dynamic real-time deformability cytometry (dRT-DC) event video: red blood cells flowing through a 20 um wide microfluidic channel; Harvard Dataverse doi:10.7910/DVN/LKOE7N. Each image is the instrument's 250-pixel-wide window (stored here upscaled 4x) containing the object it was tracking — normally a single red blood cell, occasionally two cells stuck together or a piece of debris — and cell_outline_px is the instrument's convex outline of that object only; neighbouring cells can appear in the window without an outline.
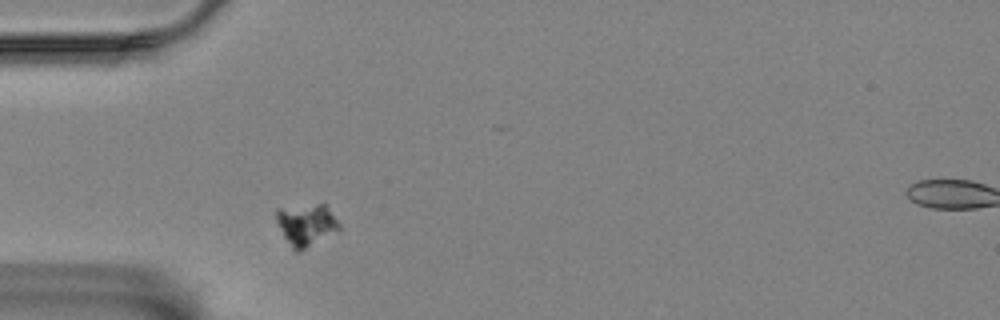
{"species": "Egyptian fruit bat (a non-hibernating species)", "species_latin": "Rousettus aegyptiacus", "temperature_condition": "room temperature", "stored_images_in_passage": 21, "camera_frame_rate_fps": 3000, "um_per_image_px": 0.085, "animal": {"sex": "female"}, "frame": {"image": 1, "passage_image": 1, "time_ms": 0.0, "image_size_px": [1000, 320], "cell_outline_px": [[340, 228], [300, 252], [296, 252], [292, 248], [284, 236], [276, 220], [276, 208], [316, 204], [324, 204], [340, 224]], "centroid_in_image_um": [26.0, 19.09], "position_along_channel_um": 59.0, "area_um2": 14.97}}
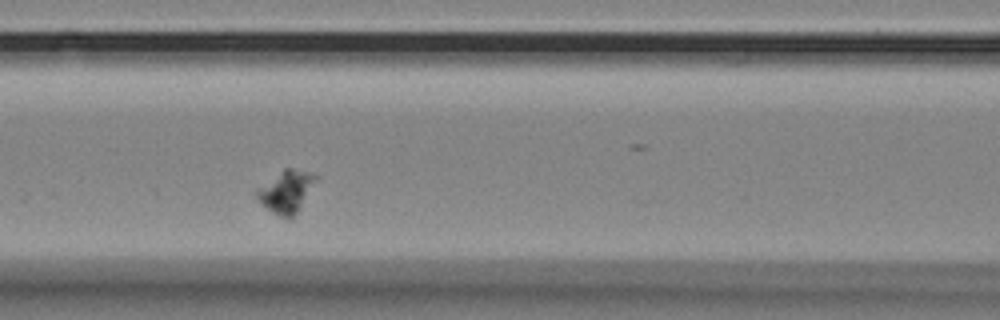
{"frame": {"image": 2, "passage_image": 9, "time_ms": 2.667, "image_size_px": [1000, 320], "cell_outline_px": [[316, 180], [292, 220], [288, 220], [272, 212], [260, 204], [256, 196], [256, 188], [284, 168], [292, 168], [308, 172], [316, 176]], "centroid_in_image_um": [24.28, 16.3], "position_along_channel_um": 142.3, "area_um2": 14.39}}
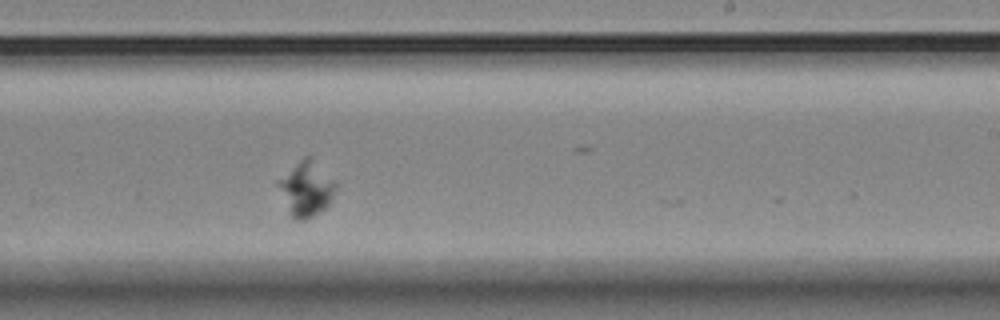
{"frame": {"image": 3, "passage_image": 20, "time_ms": 6.333, "image_size_px": [1000, 320], "cell_outline_px": [[336, 188], [328, 204], [324, 208], [312, 216], [304, 220], [296, 220], [292, 216], [276, 184], [276, 180], [304, 156], [308, 156], [336, 180]], "centroid_in_image_um": [26.02, 16.02], "position_along_channel_um": 263.0, "area_um2": 17.92}}